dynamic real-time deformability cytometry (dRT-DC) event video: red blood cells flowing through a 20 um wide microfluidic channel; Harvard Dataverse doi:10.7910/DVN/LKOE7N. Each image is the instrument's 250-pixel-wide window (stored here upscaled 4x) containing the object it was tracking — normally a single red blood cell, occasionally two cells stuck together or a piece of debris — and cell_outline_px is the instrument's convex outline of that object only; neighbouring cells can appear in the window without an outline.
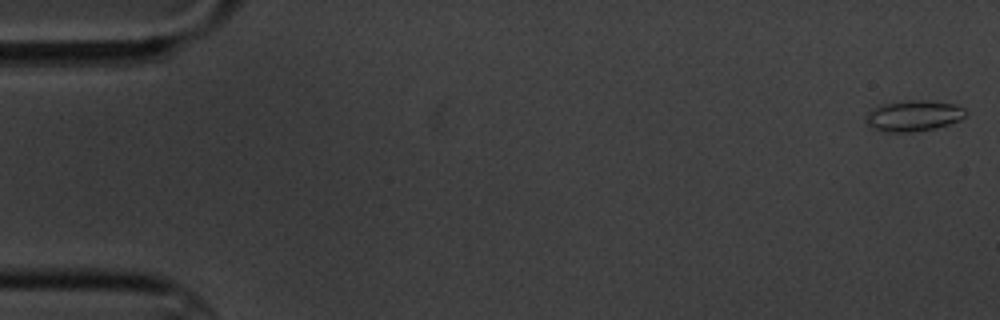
{"species": "common noctule bat (a hibernating species)", "species_latin": "Nyctalus noctula", "temperature_condition": "cold", "stored_images_in_passage": 5, "camera_frame_rate_fps": 3000, "um_per_image_px": 0.085, "animal": {"sex": "male", "body_mass_g": 20.1, "forearm_length_mm": 53.5}, "frame": {"image": 1, "passage_image": 1, "time_ms": 0.0, "image_size_px": [1000, 320], "cell_outline_px": [[968, 112], [960, 120], [936, 128], [912, 132], [884, 132], [872, 128], [864, 120], [868, 112], [872, 108], [884, 104], [908, 100], [928, 100], [956, 104], [964, 108]], "centroid_in_image_um": [77.65, 9.84], "position_along_channel_um": 7.3, "area_um2": 18.09}}
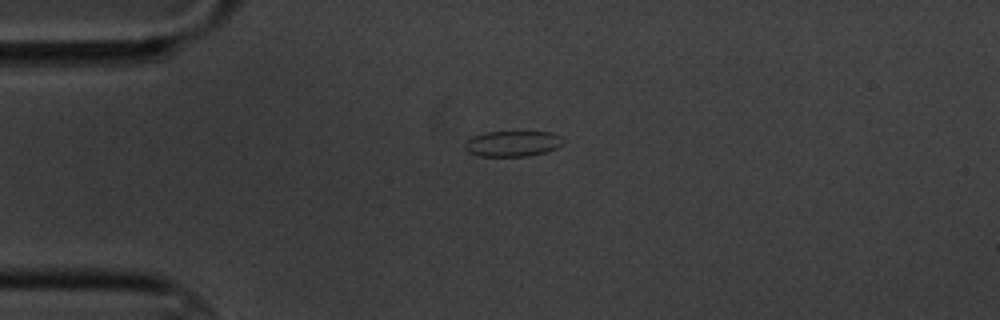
{"frame": {"image": 2, "passage_image": 4, "time_ms": 4.333, "image_size_px": [1000, 320], "cell_outline_px": [[564, 140], [556, 148], [544, 152], [528, 156], [476, 156], [468, 152], [464, 148], [464, 144], [472, 136], [484, 132], [552, 132], [560, 136]], "centroid_in_image_um": [43.52, 12.21], "position_along_channel_um": 41.5, "area_um2": 14.68}}